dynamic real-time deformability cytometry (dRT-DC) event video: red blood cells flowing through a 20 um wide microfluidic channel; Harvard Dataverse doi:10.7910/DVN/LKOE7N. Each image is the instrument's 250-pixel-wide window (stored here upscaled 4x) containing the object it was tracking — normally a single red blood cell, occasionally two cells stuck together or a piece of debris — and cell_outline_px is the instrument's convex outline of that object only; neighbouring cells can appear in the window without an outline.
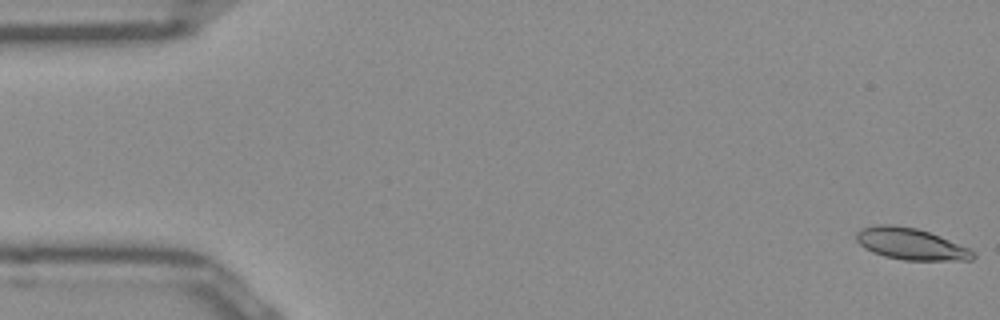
{"species": "Egyptian fruit bat (a non-hibernating species)", "species_latin": "Rousettus aegyptiacus", "temperature_condition": "room temperature", "stored_images_in_passage": 51, "camera_frame_rate_fps": 3000, "um_per_image_px": 0.085, "frame": {"image": 1, "passage_image": 1, "time_ms": 0.0, "image_size_px": [1000, 320], "cell_outline_px": [[976, 256], [972, 260], [904, 260], [884, 256], [872, 252], [864, 248], [856, 240], [856, 232], [860, 228], [876, 224], [892, 224], [916, 228], [940, 236], [968, 248], [976, 252]], "centroid_in_image_um": [77.39, 20.73], "position_along_channel_um": 7.6, "area_um2": 21.56}}
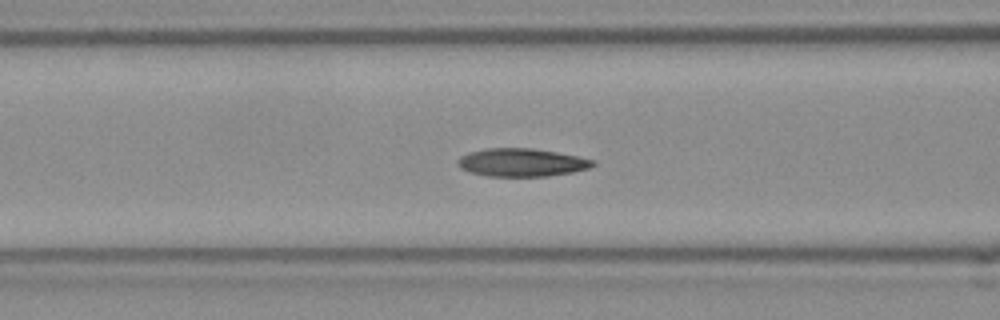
{"frame": {"image": 2, "passage_image": 20, "time_ms": 6.333, "image_size_px": [1000, 320], "cell_outline_px": [[596, 164], [588, 168], [572, 172], [548, 176], [488, 176], [472, 172], [460, 168], [456, 164], [456, 160], [460, 156], [468, 152], [484, 148], [532, 148], [556, 152], [576, 156], [592, 160]], "centroid_in_image_um": [44.28, 13.8], "position_along_channel_um": 122.3, "area_um2": 22.02}}
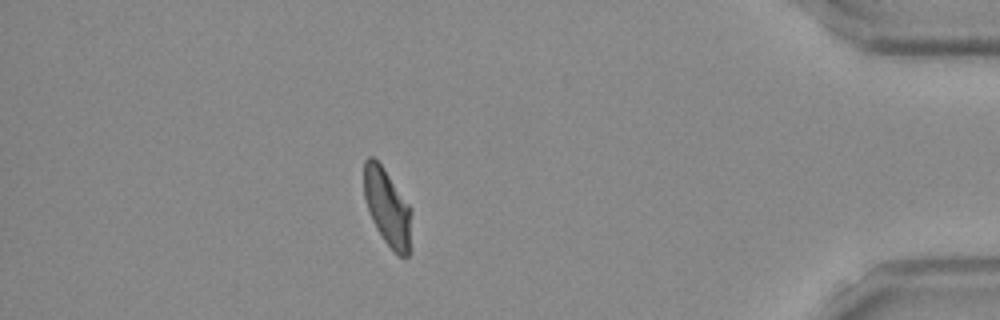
{"frame": {"image": 3, "passage_image": 45, "time_ms": 14.667, "image_size_px": [1000, 320], "cell_outline_px": [[412, 212], [408, 256], [400, 256], [384, 240], [376, 228], [372, 220], [364, 196], [364, 160], [368, 156], [372, 156], [384, 168], [408, 204]], "centroid_in_image_um": [32.91, 17.59], "position_along_channel_um": 402.3, "area_um2": 20.87}, "authors_computed_cell_mechanics": {"area_um2": 21.8484, "velocity_mm_per_s": 3.9404, "shape_relaxation_time_tau1_ms": 9.1964, "shape_relaxation_time_tau2_ms": 2.4065, "deformation_change_tau1": 0.2121, "deformation_change_tau2": 0.0772}}